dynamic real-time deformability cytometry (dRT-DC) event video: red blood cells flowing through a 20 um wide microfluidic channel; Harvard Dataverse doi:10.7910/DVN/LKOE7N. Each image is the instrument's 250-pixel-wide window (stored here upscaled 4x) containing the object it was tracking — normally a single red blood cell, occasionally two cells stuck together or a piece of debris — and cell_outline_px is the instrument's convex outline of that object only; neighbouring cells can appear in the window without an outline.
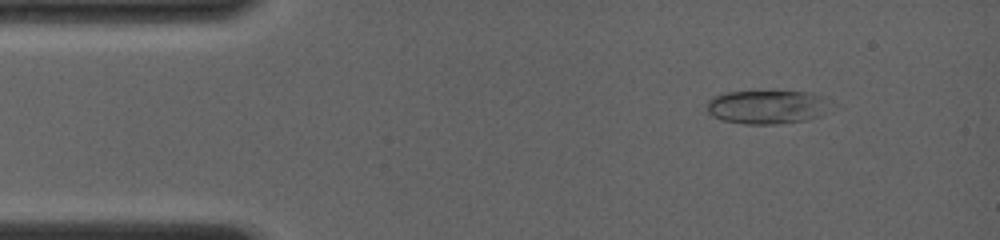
{"species": "common noctule bat (a hibernating species)", "species_latin": "Nyctalus noctula", "temperature_condition": "room temperature", "stored_images_in_passage": 4, "camera_frame_rate_fps": 4000, "um_per_image_px": 0.085, "animal": {"sex": "female", "body_mass_g": 19.0, "forearm_length_mm": 56.7}, "frame": {"image": 1, "passage_image": 2, "time_ms": 1.0, "image_size_px": [1000, 240], "cell_outline_px": [[824, 96], [820, 116], [808, 120], [776, 124], [744, 124], [720, 120], [712, 116], [708, 112], [708, 100], [712, 96], [728, 92], [812, 92]], "centroid_in_image_um": [65.07, 9.1], "position_along_channel_um": 19.9, "area_um2": 23.76}}